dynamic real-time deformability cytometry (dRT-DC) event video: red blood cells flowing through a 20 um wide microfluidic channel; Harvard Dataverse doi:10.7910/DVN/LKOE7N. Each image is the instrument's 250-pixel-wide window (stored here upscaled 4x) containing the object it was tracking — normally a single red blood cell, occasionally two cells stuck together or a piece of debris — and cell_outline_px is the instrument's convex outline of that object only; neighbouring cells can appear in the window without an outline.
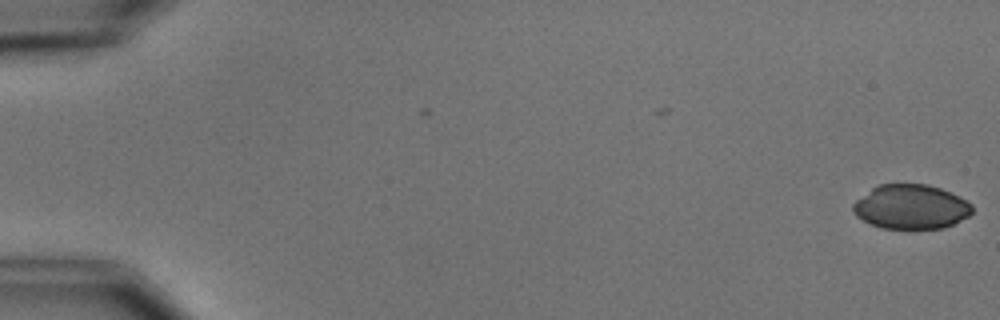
{"species": "common noctule bat (a hibernating species)", "species_latin": "Nyctalus noctula", "temperature_condition": "cold", "stored_images_in_passage": 6, "camera_frame_rate_fps": 3000, "um_per_image_px": 0.085, "animal": {"sex": "male", "body_mass_g": 15.6}, "frame": {"image": 1, "passage_image": 1, "time_ms": 0.0, "image_size_px": [1000, 320], "cell_outline_px": [[972, 212], [968, 216], [944, 228], [880, 228], [856, 216], [852, 212], [852, 204], [856, 200], [872, 188], [880, 184], [928, 184], [940, 188], [960, 196], [972, 204]], "centroid_in_image_um": [77.43, 17.57], "position_along_channel_um": 7.6, "area_um2": 30.75}}